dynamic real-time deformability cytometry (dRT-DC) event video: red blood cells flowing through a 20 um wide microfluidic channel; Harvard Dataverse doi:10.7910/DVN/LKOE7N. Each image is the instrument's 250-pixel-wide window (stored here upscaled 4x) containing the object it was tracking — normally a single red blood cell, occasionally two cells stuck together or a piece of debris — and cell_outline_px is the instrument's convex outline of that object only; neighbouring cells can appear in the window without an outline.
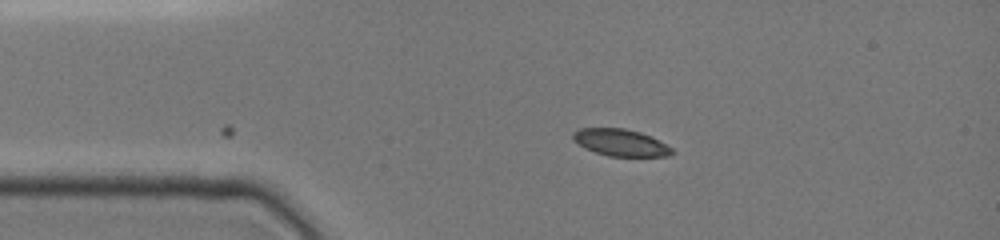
{"species": "common noctule bat (a hibernating species)", "species_latin": "Nyctalus noctula", "temperature_condition": "cold", "stored_images_in_passage": 10, "camera_frame_rate_fps": 3000, "um_per_image_px": 0.085, "animal": {"sex": "female", "body_mass_g": 19.0, "forearm_length_mm": 51.5}, "frame": {"image": 1, "passage_image": 1, "time_ms": 0.0, "image_size_px": [1000, 240], "cell_outline_px": [[676, 152], [668, 156], [608, 156], [596, 152], [580, 144], [572, 136], [572, 132], [580, 128], [624, 128], [640, 132], [652, 136], [672, 148]], "centroid_in_image_um": [52.81, 12.11], "position_along_channel_um": 32.2, "area_um2": 15.37}}
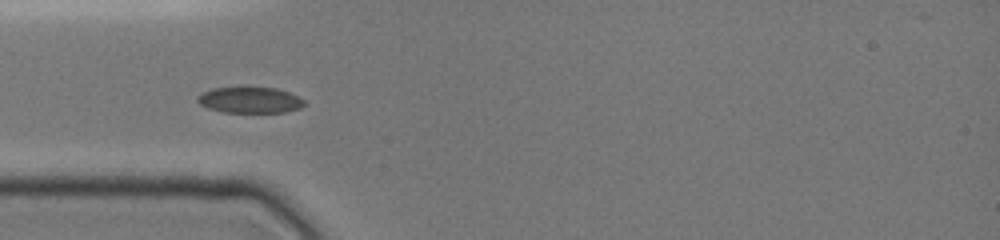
{"frame": {"image": 2, "passage_image": 9, "time_ms": 1.667, "image_size_px": [1000, 240], "cell_outline_px": [[304, 104], [300, 108], [284, 112], [224, 112], [208, 108], [200, 104], [196, 100], [196, 96], [200, 92], [212, 88], [244, 84], [248, 84], [276, 88], [288, 92], [304, 100]], "centroid_in_image_um": [21.16, 8.44], "position_along_channel_um": 63.8, "area_um2": 16.99}}